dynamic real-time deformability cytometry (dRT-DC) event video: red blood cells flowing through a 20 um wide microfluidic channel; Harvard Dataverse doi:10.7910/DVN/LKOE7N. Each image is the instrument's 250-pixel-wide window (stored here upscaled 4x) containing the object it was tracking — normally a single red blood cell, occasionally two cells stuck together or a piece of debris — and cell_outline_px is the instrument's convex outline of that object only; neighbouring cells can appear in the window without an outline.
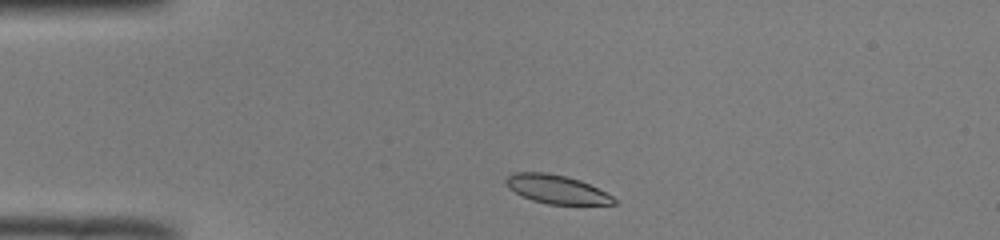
{"species": "common noctule bat (a hibernating species)", "species_latin": "Nyctalus noctula", "temperature_condition": "room temperature", "stored_images_in_passage": 41, "camera_frame_rate_fps": 3000, "um_per_image_px": 0.085, "animal": {"sex": "male", "body_mass_g": 19.0, "forearm_length_mm": 50.8}, "frame": {"image": 1, "passage_image": 2, "time_ms": 0.333, "image_size_px": [1000, 240], "cell_outline_px": [[616, 204], [548, 204], [532, 200], [508, 188], [504, 180], [512, 172], [544, 172], [564, 176], [580, 180], [612, 196], [616, 200]], "centroid_in_image_um": [47.27, 16.08], "position_along_channel_um": 37.7, "area_um2": 17.69}}
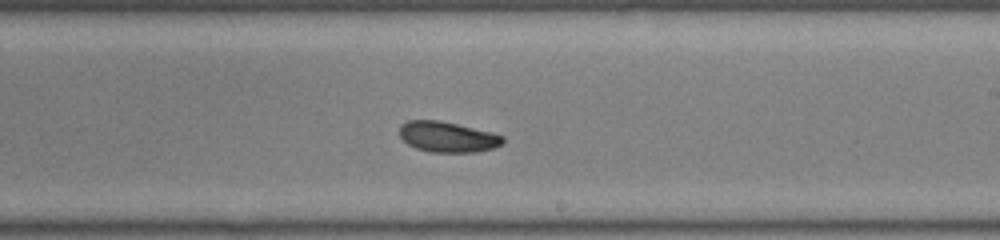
{"frame": {"image": 2, "passage_image": 21, "time_ms": 6.667, "image_size_px": [1000, 240], "cell_outline_px": [[504, 140], [500, 144], [492, 148], [476, 152], [432, 152], [416, 148], [408, 144], [400, 136], [400, 124], [408, 120], [440, 120], [504, 136]], "centroid_in_image_um": [37.99, 11.63], "position_along_channel_um": 251.0, "area_um2": 18.09}}
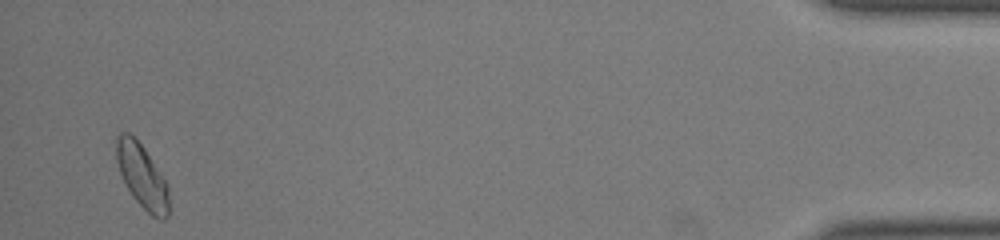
{"frame": {"image": 3, "passage_image": 40, "time_ms": 13.0, "image_size_px": [1000, 240], "cell_outline_px": [[168, 216], [164, 220], [160, 220], [152, 216], [132, 196], [120, 172], [116, 160], [116, 136], [120, 132], [128, 132], [144, 148], [168, 184]], "centroid_in_image_um": [12.07, 14.97], "position_along_channel_um": 423.1, "area_um2": 19.31}, "authors_computed_cell_mechanics": {"area_um2": 18.9006, "velocity_mm_per_s": 3.9597, "shape_relaxation_time_tau1_ms": 2.6277, "shape_relaxation_time_tau2_ms": 2.015, "deformation_change_tau1": 0.1163, "deformation_change_tau2": 0.0586}}